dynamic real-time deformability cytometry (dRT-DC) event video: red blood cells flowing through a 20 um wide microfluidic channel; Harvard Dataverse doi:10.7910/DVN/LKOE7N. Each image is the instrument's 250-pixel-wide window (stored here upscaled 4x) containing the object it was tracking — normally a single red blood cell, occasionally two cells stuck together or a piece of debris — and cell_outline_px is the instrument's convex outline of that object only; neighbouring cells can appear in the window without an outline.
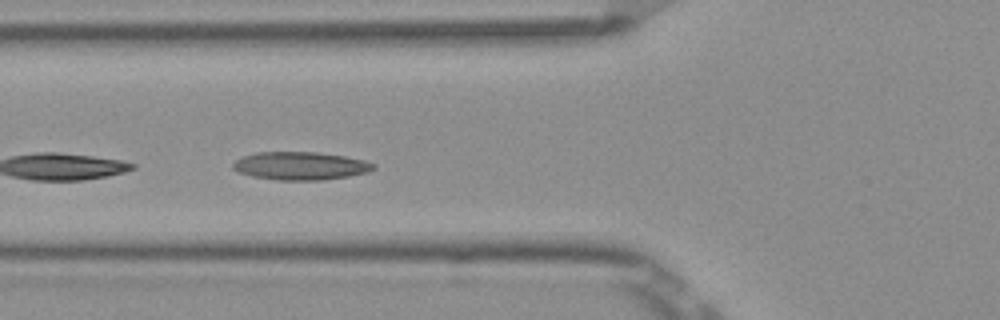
{"species": "Egyptian fruit bat (a non-hibernating species)", "species_latin": "Rousettus aegyptiacus", "temperature_condition": "room temperature", "stored_images_in_passage": 6, "camera_frame_rate_fps": 3000, "um_per_image_px": 0.085, "frame": {"image": 1, "passage_image": 6, "time_ms": 1.667, "image_size_px": [1000, 320], "cell_outline_px": [[376, 168], [368, 172], [348, 176], [320, 180], [276, 180], [252, 176], [236, 172], [232, 168], [232, 164], [236, 160], [244, 156], [256, 152], [316, 152], [344, 156], [364, 160], [376, 164]], "centroid_in_image_um": [25.52, 14.1], "position_along_channel_um": 100.3, "area_um2": 23.0}}